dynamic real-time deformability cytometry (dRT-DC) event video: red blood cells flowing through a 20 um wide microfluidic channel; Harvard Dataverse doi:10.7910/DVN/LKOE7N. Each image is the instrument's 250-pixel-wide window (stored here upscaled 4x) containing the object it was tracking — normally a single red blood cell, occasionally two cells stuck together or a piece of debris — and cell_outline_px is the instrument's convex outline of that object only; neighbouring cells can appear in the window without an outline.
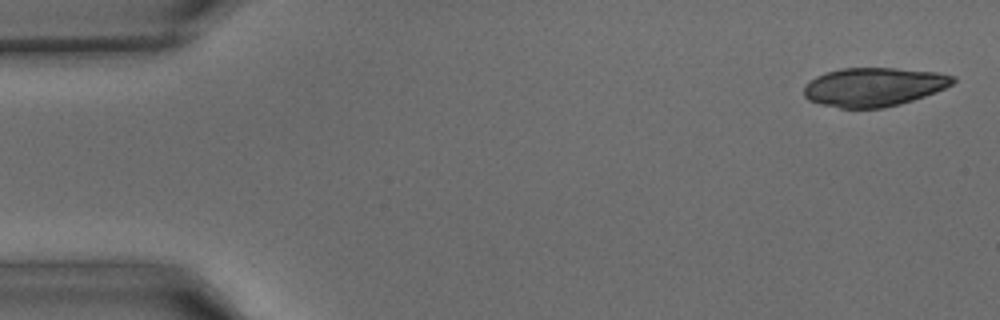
{"species": "common noctule bat (a hibernating species)", "species_latin": "Nyctalus noctula", "temperature_condition": "warm", "stored_images_in_passage": 14, "camera_frame_rate_fps": 3000, "um_per_image_px": 0.085, "animal": {"sex": "male", "body_mass_g": 15.6}, "frame": {"image": 1, "passage_image": 1, "time_ms": 0.0, "image_size_px": [1000, 320], "cell_outline_px": [[956, 80], [952, 84], [936, 92], [900, 104], [884, 108], [840, 108], [820, 104], [808, 100], [804, 96], [804, 88], [816, 76], [840, 68], [892, 68], [936, 72], [956, 76]], "centroid_in_image_um": [74.28, 7.39], "position_along_channel_um": 10.7, "area_um2": 33.52}}